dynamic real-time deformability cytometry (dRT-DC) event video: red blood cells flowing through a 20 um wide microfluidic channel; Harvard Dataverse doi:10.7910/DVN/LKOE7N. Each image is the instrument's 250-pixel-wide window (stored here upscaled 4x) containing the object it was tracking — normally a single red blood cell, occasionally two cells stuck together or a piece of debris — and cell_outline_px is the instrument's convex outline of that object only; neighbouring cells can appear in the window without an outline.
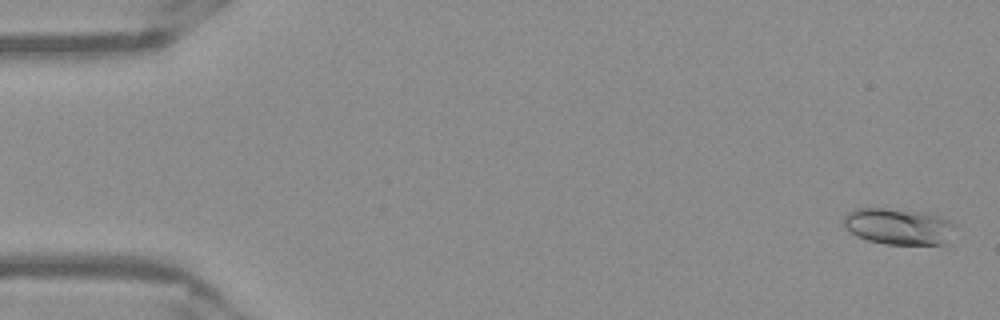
{"species": "Egyptian fruit bat (a non-hibernating species)", "species_latin": "Rousettus aegyptiacus", "temperature_condition": "warm", "stored_images_in_passage": 53, "camera_frame_rate_fps": 3000, "um_per_image_px": 0.085, "frame": {"image": 1, "passage_image": 2, "time_ms": 0.333, "image_size_px": [1000, 320], "cell_outline_px": [[952, 224], [944, 244], [884, 244], [868, 240], [856, 236], [848, 232], [844, 228], [844, 216], [848, 212], [856, 208], [884, 208], [928, 212], [940, 216], [948, 220]], "centroid_in_image_um": [76.26, 19.23], "position_along_channel_um": 8.7, "area_um2": 23.35}}
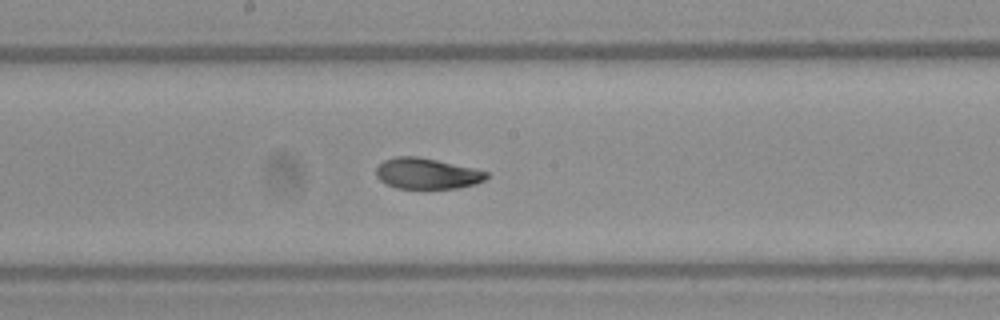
{"frame": {"image": 2, "passage_image": 28, "time_ms": 9.0, "image_size_px": [1000, 320], "cell_outline_px": [[488, 176], [484, 180], [476, 184], [456, 188], [396, 188], [380, 180], [376, 176], [376, 168], [384, 160], [396, 156], [416, 156], [436, 160], [472, 168], [488, 172]], "centroid_in_image_um": [36.27, 14.75], "position_along_channel_um": 211.9, "area_um2": 19.59}}
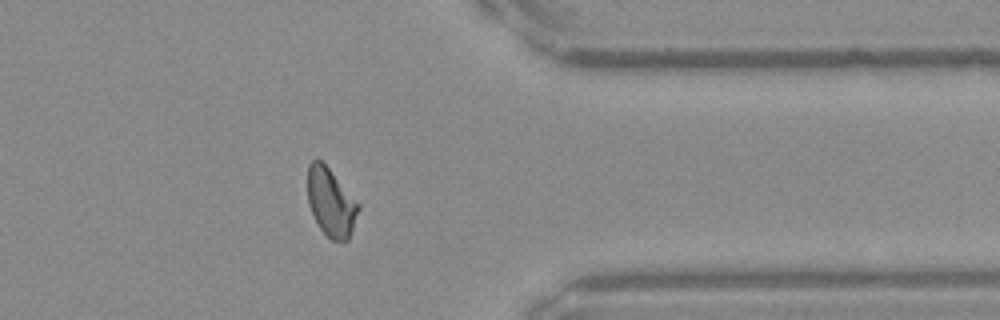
{"frame": {"image": 3, "passage_image": 42, "time_ms": 13.667, "image_size_px": [1000, 320], "cell_outline_px": [[360, 208], [348, 240], [332, 240], [320, 228], [308, 204], [308, 164], [312, 160], [320, 160], [328, 168], [360, 204]], "centroid_in_image_um": [28.13, 17.19], "position_along_channel_um": 383.3, "area_um2": 19.77}, "authors_computed_cell_mechanics": {"area_um2": 20.6346, "velocity_mm_per_s": 3.9427, "shape_relaxation_time_tau1_ms": 5.3788, "shape_relaxation_time_tau2_ms": 0.99, "deformation_change_tau1": 0.1746, "deformation_change_tau2": 0.056}}